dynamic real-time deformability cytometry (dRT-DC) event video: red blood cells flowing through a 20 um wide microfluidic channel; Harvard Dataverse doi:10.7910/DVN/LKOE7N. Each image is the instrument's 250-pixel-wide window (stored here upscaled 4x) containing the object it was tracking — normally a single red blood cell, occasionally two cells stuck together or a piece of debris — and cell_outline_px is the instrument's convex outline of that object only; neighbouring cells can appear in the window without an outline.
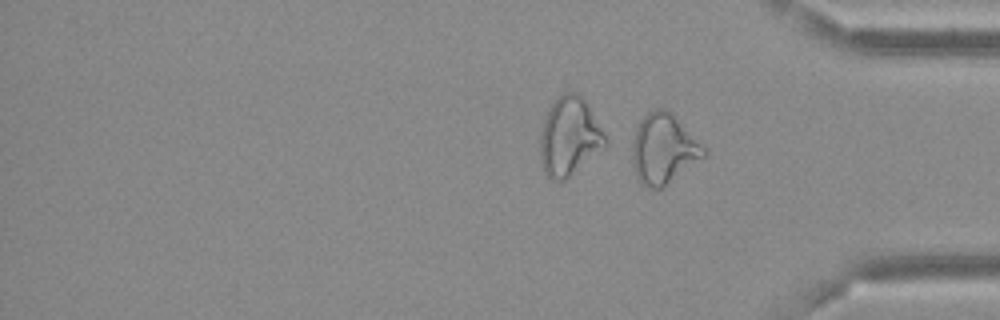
{"species": "Egyptian fruit bat (a non-hibernating species)", "species_latin": "Rousettus aegyptiacus", "temperature_condition": "cold", "stored_images_in_passage": 15, "camera_frame_rate_fps": 3000, "um_per_image_px": 0.085, "frame": {"image": 1, "passage_image": 15, "time_ms": 18.333, "image_size_px": [1000, 320], "cell_outline_px": [[708, 152], [704, 156], [660, 188], [652, 188], [644, 184], [636, 176], [632, 156], [632, 140], [636, 128], [640, 120], [648, 112], [656, 108], [664, 108], [672, 112], [708, 148]], "centroid_in_image_um": [56.42, 12.58], "position_along_channel_um": 378.8, "area_um2": 29.02}}